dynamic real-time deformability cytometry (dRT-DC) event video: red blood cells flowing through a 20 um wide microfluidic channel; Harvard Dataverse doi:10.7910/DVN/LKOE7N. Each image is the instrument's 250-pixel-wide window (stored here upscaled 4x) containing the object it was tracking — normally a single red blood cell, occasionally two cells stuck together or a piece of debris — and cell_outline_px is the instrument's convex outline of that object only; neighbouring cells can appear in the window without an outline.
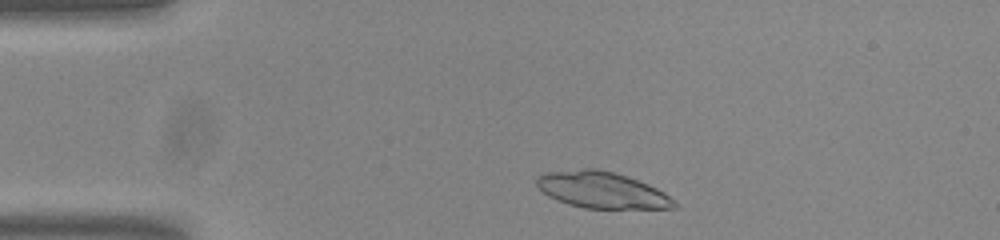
{"species": "common noctule bat (a hibernating species)", "species_latin": "Nyctalus noctula", "temperature_condition": "room temperature", "stored_images_in_passage": 46, "camera_frame_rate_fps": 3000, "um_per_image_px": 0.085, "animal": {"sex": "male", "body_mass_g": 20.0, "forearm_length_mm": 53.3}, "frame": {"image": 1, "passage_image": 3, "time_ms": 0.667, "image_size_px": [1000, 240], "cell_outline_px": [[676, 208], [584, 208], [568, 204], [556, 200], [548, 196], [536, 184], [536, 176], [548, 172], [580, 168], [592, 168], [612, 172], [648, 184], [664, 192], [676, 200]], "centroid_in_image_um": [51.14, 16.15], "position_along_channel_um": 33.9, "area_um2": 28.96}}
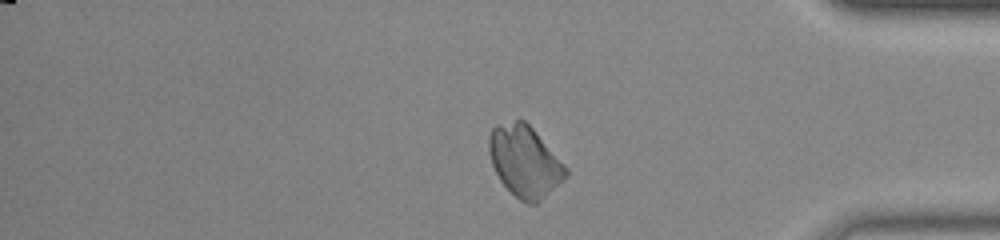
{"frame": {"image": 2, "passage_image": 37, "time_ms": 12.0, "image_size_px": [1000, 240], "cell_outline_px": [[568, 176], [536, 204], [528, 204], [520, 200], [500, 180], [492, 164], [488, 152], [488, 136], [492, 128], [496, 124], [516, 120], [524, 120], [536, 132], [568, 168]], "centroid_in_image_um": [44.59, 13.7], "position_along_channel_um": 390.6, "area_um2": 31.73}}
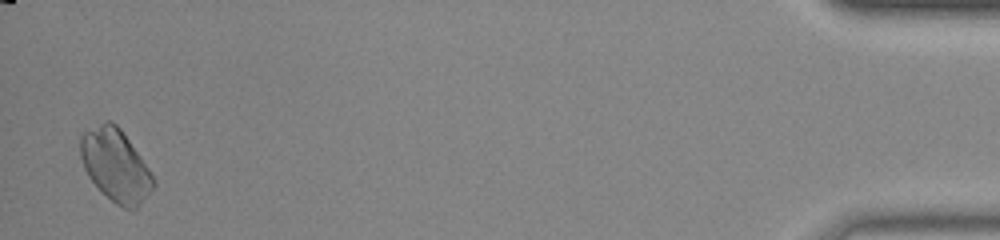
{"frame": {"image": 3, "passage_image": 45, "time_ms": 14.667, "image_size_px": [1000, 240], "cell_outline_px": [[156, 184], [148, 196], [136, 208], [124, 208], [116, 204], [88, 176], [84, 168], [80, 156], [80, 136], [84, 132], [104, 120], [112, 120], [120, 128], [148, 168], [156, 180]], "centroid_in_image_um": [9.82, 14.03], "position_along_channel_um": 425.4, "area_um2": 30.35}}